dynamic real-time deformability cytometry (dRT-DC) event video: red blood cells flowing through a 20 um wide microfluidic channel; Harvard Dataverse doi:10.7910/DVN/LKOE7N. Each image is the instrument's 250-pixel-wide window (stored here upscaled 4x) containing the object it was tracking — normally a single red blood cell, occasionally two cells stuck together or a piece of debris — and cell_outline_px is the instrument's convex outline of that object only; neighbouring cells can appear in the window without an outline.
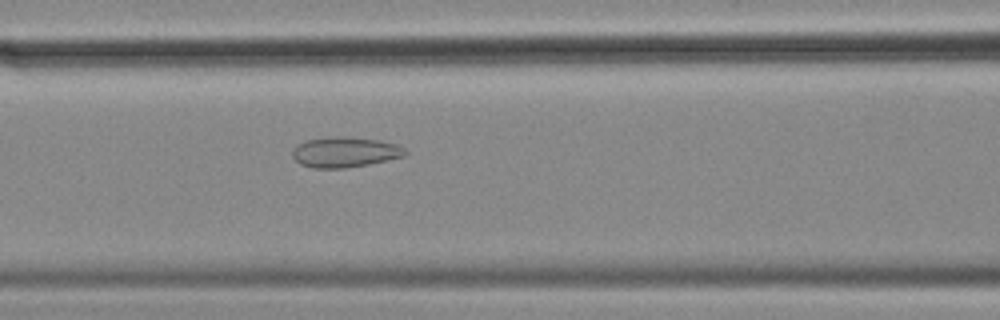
{"species": "common noctule bat (a hibernating species)", "species_latin": "Nyctalus noctula", "temperature_condition": "cold", "stored_images_in_passage": 30, "camera_frame_rate_fps": 3000, "um_per_image_px": 0.085, "animal": {"sex": "female", "body_mass_g": 18.4}, "frame": {"image": 1, "passage_image": 10, "time_ms": 3.0, "image_size_px": [1000, 320], "cell_outline_px": [[408, 152], [404, 156], [388, 160], [368, 164], [344, 168], [312, 168], [300, 164], [292, 156], [292, 148], [296, 144], [308, 140], [332, 136], [340, 136], [380, 140], [396, 144], [404, 148]], "centroid_in_image_um": [29.3, 12.93], "position_along_channel_um": 137.3, "area_um2": 20.0}}
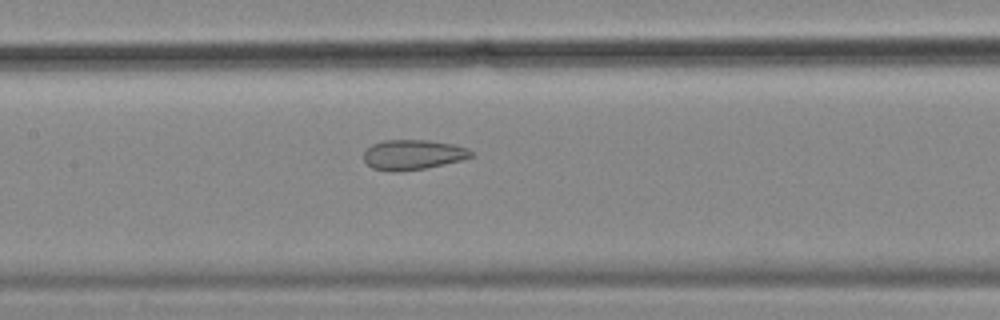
{"frame": {"image": 2, "passage_image": 13, "time_ms": 4.0, "image_size_px": [1000, 320], "cell_outline_px": [[476, 156], [464, 160], [424, 168], [400, 172], [392, 172], [372, 168], [364, 160], [364, 152], [372, 144], [384, 140], [428, 140], [452, 144], [468, 148], [476, 152]], "centroid_in_image_um": [35.16, 13.15], "position_along_channel_um": 172.2, "area_um2": 19.02}}